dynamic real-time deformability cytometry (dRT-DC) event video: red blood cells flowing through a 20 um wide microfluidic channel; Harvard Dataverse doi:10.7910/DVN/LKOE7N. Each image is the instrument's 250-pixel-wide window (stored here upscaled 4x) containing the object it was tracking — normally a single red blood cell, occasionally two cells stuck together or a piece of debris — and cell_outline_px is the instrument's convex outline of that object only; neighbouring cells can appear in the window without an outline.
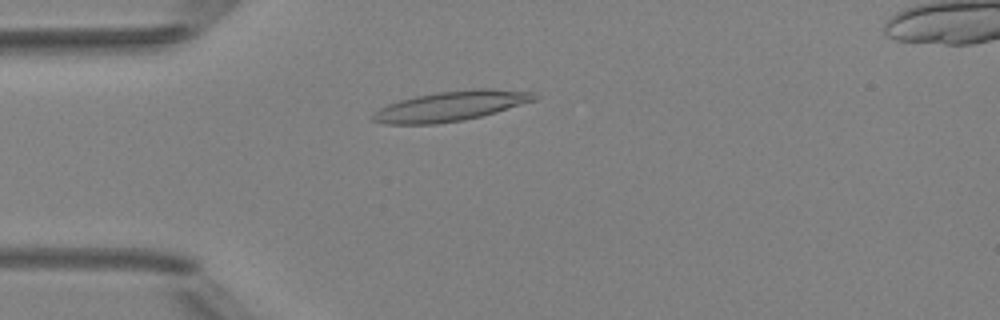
{"species": "Egyptian fruit bat (a non-hibernating species)", "species_latin": "Rousettus aegyptiacus", "temperature_condition": "room temperature", "stored_images_in_passage": 4, "camera_frame_rate_fps": 3000, "um_per_image_px": 0.085, "animal": {"sex": "female"}, "frame": {"image": 1, "passage_image": 3, "time_ms": 3.0, "image_size_px": [1000, 320], "cell_outline_px": [[540, 96], [536, 100], [496, 112], [464, 120], [436, 124], [384, 124], [372, 120], [372, 112], [388, 104], [400, 100], [416, 96], [436, 92], [472, 88], [492, 88], [536, 92]], "centroid_in_image_um": [38.35, 9.0], "position_along_channel_um": 46.6, "area_um2": 28.44}}